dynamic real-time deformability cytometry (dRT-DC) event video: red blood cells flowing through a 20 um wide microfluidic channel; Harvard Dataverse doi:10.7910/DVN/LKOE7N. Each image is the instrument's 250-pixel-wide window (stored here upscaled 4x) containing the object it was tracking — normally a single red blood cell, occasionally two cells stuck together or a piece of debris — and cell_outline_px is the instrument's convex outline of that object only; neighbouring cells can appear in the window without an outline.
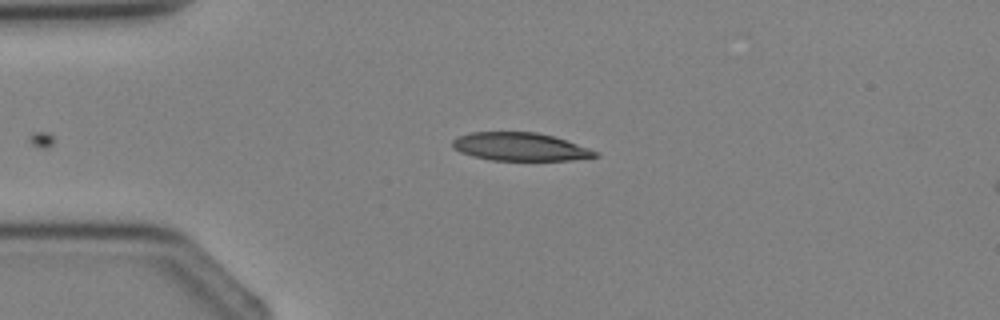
{"species": "Egyptian fruit bat (a non-hibernating species)", "species_latin": "Rousettus aegyptiacus", "temperature_condition": "cold", "stored_images_in_passage": 4, "camera_frame_rate_fps": 3000, "um_per_image_px": 0.085, "animal": {"sex": "female"}, "frame": {"image": 1, "passage_image": 4, "time_ms": 3.667, "image_size_px": [1000, 320], "cell_outline_px": [[600, 156], [572, 160], [492, 160], [472, 156], [460, 152], [452, 148], [452, 140], [456, 136], [468, 132], [536, 132], [552, 136], [588, 148], [596, 152]], "centroid_in_image_um": [44.13, 12.47], "position_along_channel_um": 40.9, "area_um2": 23.29}}